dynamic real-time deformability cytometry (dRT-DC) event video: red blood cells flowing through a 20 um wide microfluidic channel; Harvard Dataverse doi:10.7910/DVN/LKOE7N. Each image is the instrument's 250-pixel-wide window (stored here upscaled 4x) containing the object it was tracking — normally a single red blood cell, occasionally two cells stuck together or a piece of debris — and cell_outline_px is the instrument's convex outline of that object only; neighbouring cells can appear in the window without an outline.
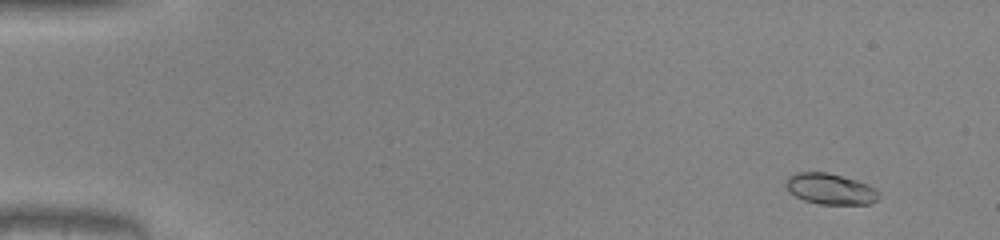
{"species": "common noctule bat (a hibernating species)", "species_latin": "Nyctalus noctula", "temperature_condition": "warm", "stored_images_in_passage": 52, "camera_frame_rate_fps": 3000, "um_per_image_px": 0.085, "animal": {"sex": "male", "body_mass_g": 20.0, "forearm_length_mm": 53.3}, "frame": {"image": 1, "passage_image": 5, "time_ms": 1.333, "image_size_px": [1000, 240], "cell_outline_px": [[880, 196], [876, 200], [868, 204], [820, 204], [804, 200], [788, 192], [784, 184], [788, 176], [796, 172], [828, 172], [856, 180], [868, 184], [876, 188], [880, 192]], "centroid_in_image_um": [70.56, 16.05], "position_along_channel_um": 14.4, "area_um2": 16.94}}
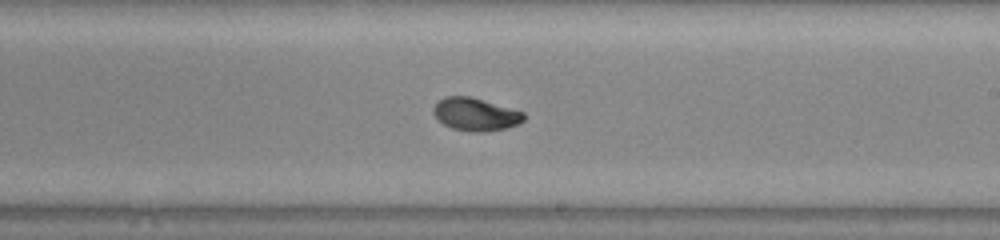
{"frame": {"image": 2, "passage_image": 32, "time_ms": 10.333, "image_size_px": [1000, 240], "cell_outline_px": [[524, 120], [520, 124], [504, 128], [484, 132], [472, 132], [452, 128], [436, 120], [432, 112], [432, 108], [444, 96], [472, 96], [524, 112]], "centroid_in_image_um": [40.4, 9.71], "position_along_channel_um": 248.6, "area_um2": 17.46}}
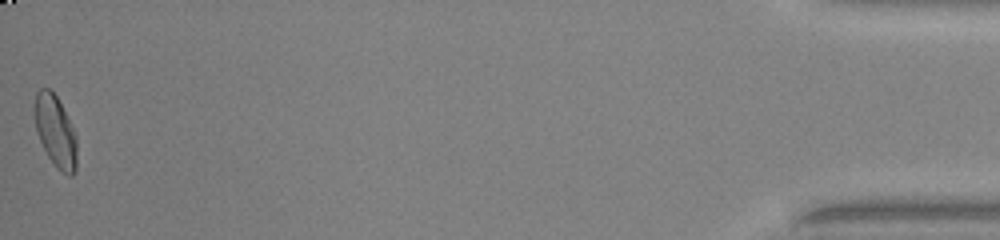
{"frame": {"image": 3, "passage_image": 52, "time_ms": 17.0, "image_size_px": [1000, 240], "cell_outline_px": [[76, 172], [72, 176], [68, 176], [56, 168], [48, 156], [36, 132], [32, 108], [32, 104], [36, 92], [40, 88], [48, 88], [56, 96], [76, 136]], "centroid_in_image_um": [4.66, 11.16], "position_along_channel_um": 430.5, "area_um2": 17.74}, "authors_computed_cell_mechanics": {"area_um2": 17.0221, "velocity_mm_per_s": 4.1102, "shape_relaxation_time_tau1_ms": 3.5616, "shape_relaxation_time_tau2_ms": 1.0943, "deformation_change_tau1": 0.1409, "deformation_change_tau2": 0.0418}}